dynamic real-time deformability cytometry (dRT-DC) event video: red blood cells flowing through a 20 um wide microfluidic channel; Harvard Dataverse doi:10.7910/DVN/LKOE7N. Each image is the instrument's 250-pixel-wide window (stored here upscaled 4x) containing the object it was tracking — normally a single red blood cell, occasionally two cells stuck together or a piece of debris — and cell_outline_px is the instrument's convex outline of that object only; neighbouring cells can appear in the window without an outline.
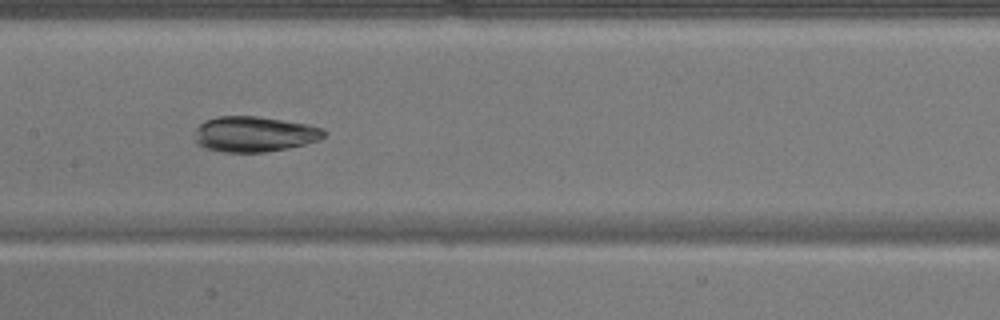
{"species": "common noctule bat (a hibernating species)", "species_latin": "Nyctalus noctula", "temperature_condition": "warm", "stored_images_in_passage": 30, "camera_frame_rate_fps": 3000, "um_per_image_px": 0.085, "animal": {"sex": "male", "body_mass_g": 17.9}, "frame": {"image": 1, "passage_image": 13, "time_ms": 4.0, "image_size_px": [1000, 320], "cell_outline_px": [[328, 132], [320, 140], [288, 148], [264, 152], [224, 152], [204, 148], [192, 136], [196, 128], [204, 120], [216, 116], [260, 116], [308, 124], [324, 128]], "centroid_in_image_um": [21.62, 11.39], "position_along_channel_um": 185.8, "area_um2": 27.05}}